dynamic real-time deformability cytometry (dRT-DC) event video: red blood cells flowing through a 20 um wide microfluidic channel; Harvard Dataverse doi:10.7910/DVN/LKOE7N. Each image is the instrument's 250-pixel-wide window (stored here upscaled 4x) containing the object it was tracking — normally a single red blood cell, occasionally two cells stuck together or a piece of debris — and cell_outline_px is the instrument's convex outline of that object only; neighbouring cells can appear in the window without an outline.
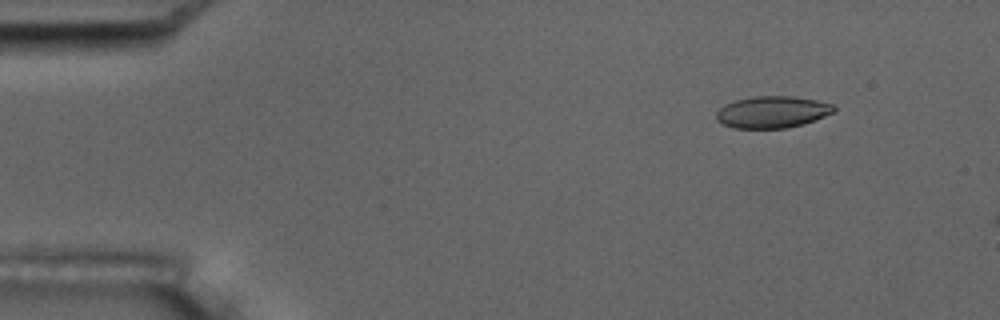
{"species": "common noctule bat (a hibernating species)", "species_latin": "Nyctalus noctula", "temperature_condition": "room temperature", "stored_images_in_passage": 5, "camera_frame_rate_fps": 3000, "um_per_image_px": 0.085, "animal": {"sex": "male", "body_mass_g": 17.5, "forearm_length_mm": 52.3}, "frame": {"image": 1, "passage_image": 2, "time_ms": 1.333, "image_size_px": [1000, 320], "cell_outline_px": [[836, 108], [832, 112], [824, 116], [804, 124], [784, 128], [736, 128], [724, 124], [716, 120], [716, 112], [724, 104], [736, 100], [756, 96], [792, 96], [816, 100], [832, 104]], "centroid_in_image_um": [65.62, 9.52], "position_along_channel_um": 19.4, "area_um2": 21.62}}